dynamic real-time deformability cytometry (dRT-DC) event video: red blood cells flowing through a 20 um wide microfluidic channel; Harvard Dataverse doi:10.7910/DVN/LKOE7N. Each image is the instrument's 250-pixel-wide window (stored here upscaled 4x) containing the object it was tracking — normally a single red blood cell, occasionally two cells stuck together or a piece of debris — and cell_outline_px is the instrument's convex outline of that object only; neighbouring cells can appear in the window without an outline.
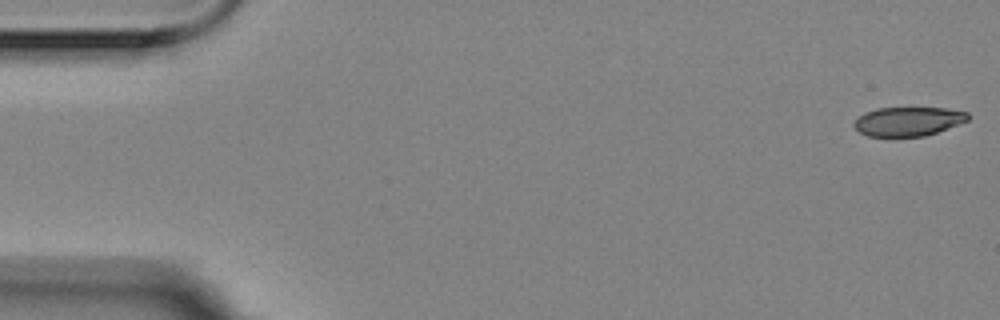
{"species": "Egyptian fruit bat (a non-hibernating species)", "species_latin": "Rousettus aegyptiacus", "temperature_condition": "room temperature", "stored_images_in_passage": 13, "camera_frame_rate_fps": 3000, "um_per_image_px": 0.085, "animal": {"sex": "female"}, "frame": {"image": 1, "passage_image": 1, "time_ms": 0.0, "image_size_px": [1000, 320], "cell_outline_px": [[968, 120], [960, 124], [924, 136], [868, 136], [860, 132], [852, 124], [864, 112], [876, 108], [944, 108], [968, 112]], "centroid_in_image_um": [77.19, 10.31], "position_along_channel_um": 7.8, "area_um2": 19.13}}
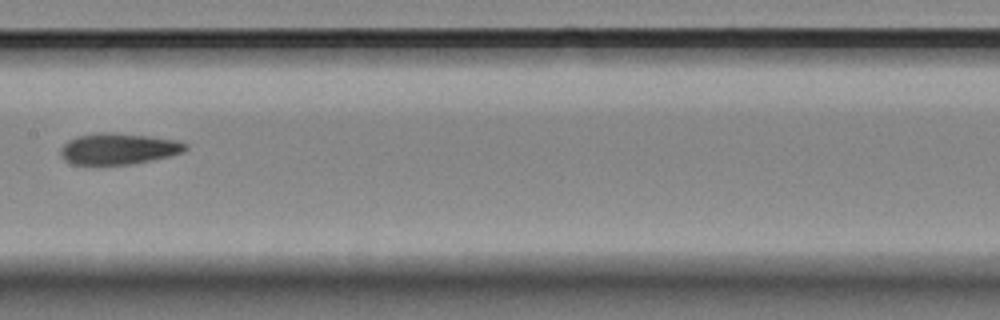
{"frame": {"image": 2, "passage_image": 8, "time_ms": 2.333, "image_size_px": [1000, 320], "cell_outline_px": [[188, 148], [184, 152], [152, 160], [132, 164], [72, 164], [64, 160], [60, 156], [60, 148], [68, 140], [76, 136], [96, 132], [112, 132], [148, 136], [180, 140], [188, 144]], "centroid_in_image_um": [10.07, 12.63], "position_along_channel_um": 197.3, "area_um2": 22.95}}
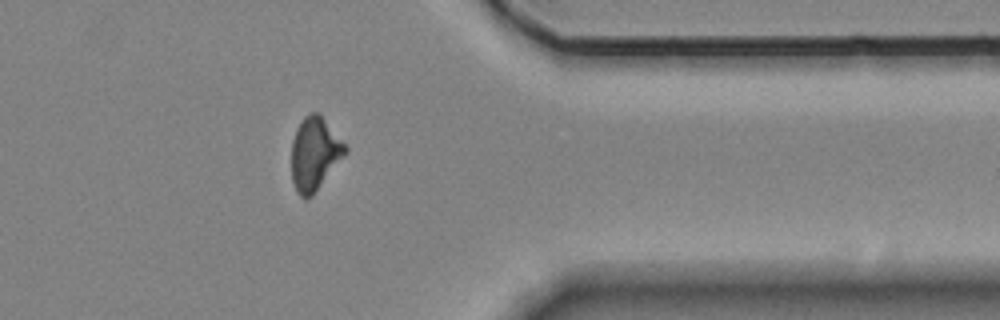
{"frame": {"image": 3, "passage_image": 13, "time_ms": 4.0, "image_size_px": [1000, 320], "cell_outline_px": [[348, 152], [312, 196], [304, 200], [296, 192], [292, 180], [292, 140], [296, 128], [304, 116], [308, 112], [320, 112], [348, 148]], "centroid_in_image_um": [26.75, 13.05], "position_along_channel_um": 384.7, "area_um2": 23.18}}